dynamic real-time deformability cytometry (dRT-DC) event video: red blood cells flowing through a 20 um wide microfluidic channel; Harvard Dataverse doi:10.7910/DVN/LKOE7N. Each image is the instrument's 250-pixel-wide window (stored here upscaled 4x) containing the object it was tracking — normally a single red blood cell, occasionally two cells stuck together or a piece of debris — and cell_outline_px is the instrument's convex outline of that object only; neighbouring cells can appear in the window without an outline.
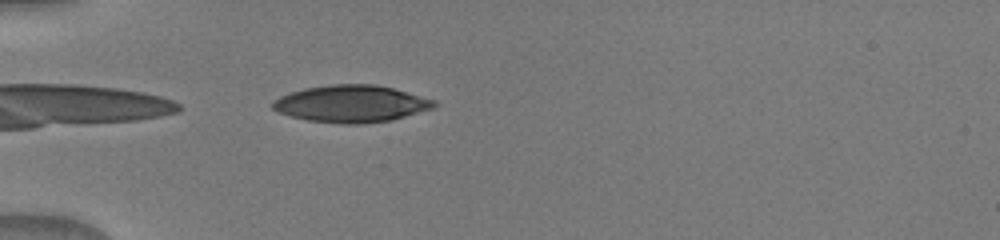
{"species": "human", "species_latin": "Homo sapiens", "temperature_condition": "warm", "stored_images_in_passage": 35, "camera_frame_rate_fps": 3000, "um_per_image_px": 0.085, "donor": {"sex": "male"}, "frame": {"image": 1, "passage_image": 1, "time_ms": 0.0, "image_size_px": [1000, 240], "cell_outline_px": [[436, 104], [432, 108], [392, 120], [360, 124], [340, 124], [308, 120], [276, 112], [272, 108], [272, 100], [280, 96], [304, 88], [332, 84], [376, 84], [392, 88], [436, 100]], "centroid_in_image_um": [29.82, 8.82], "position_along_channel_um": 55.2, "area_um2": 34.8}}
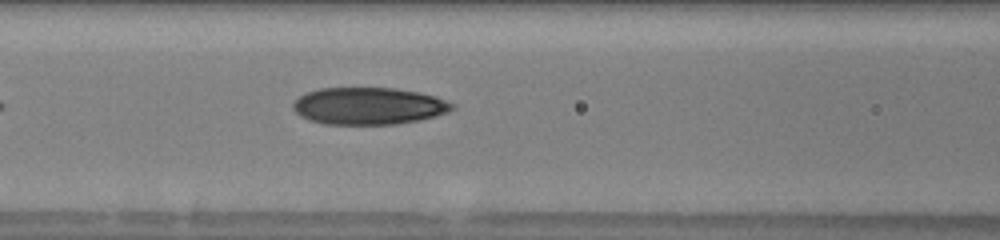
{"frame": {"image": 2, "passage_image": 8, "time_ms": 2.333, "image_size_px": [1000, 240], "cell_outline_px": [[456, 108], [448, 112], [436, 116], [396, 124], [324, 124], [308, 120], [300, 116], [292, 108], [292, 104], [300, 96], [308, 92], [320, 88], [396, 88], [436, 96], [456, 104]], "centroid_in_image_um": [31.35, 9.01], "position_along_channel_um": 135.3, "area_um2": 34.45}}
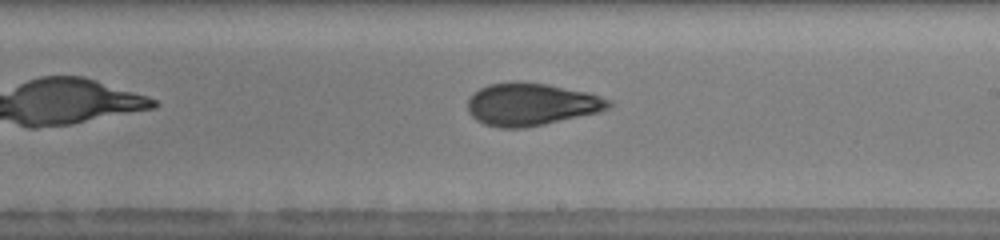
{"frame": {"image": 3, "passage_image": 16, "time_ms": 5.0, "image_size_px": [1000, 240], "cell_outline_px": [[612, 104], [608, 108], [600, 112], [544, 124], [524, 128], [500, 128], [484, 124], [476, 120], [468, 112], [468, 100], [480, 88], [488, 84], [548, 84], [588, 92], [612, 100]], "centroid_in_image_um": [45.19, 8.9], "position_along_channel_um": 243.8, "area_um2": 34.28}}